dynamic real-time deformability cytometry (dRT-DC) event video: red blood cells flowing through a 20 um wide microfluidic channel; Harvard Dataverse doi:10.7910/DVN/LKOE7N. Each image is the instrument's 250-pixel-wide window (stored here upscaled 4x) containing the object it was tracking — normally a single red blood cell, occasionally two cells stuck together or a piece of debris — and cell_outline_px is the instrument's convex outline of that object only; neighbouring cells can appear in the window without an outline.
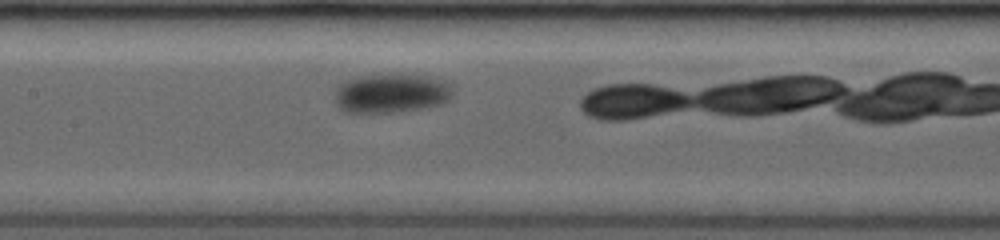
{"species": "common noctule bat (a hibernating species)", "species_latin": "Nyctalus noctula", "temperature_condition": "room temperature", "stored_images_in_passage": 15, "camera_frame_rate_fps": 3500, "um_per_image_px": 0.085, "animal": {"sex": "female", "body_mass_g": 19.0, "forearm_length_mm": 53.3}, "frame": {"image": 1, "passage_image": 9, "time_ms": 3.714, "image_size_px": [1000, 240], "cell_outline_px": [[452, 96], [448, 100], [440, 104], [420, 108], [392, 112], [344, 112], [336, 104], [336, 84], [360, 76], [388, 72], [400, 72], [428, 76], [444, 80], [452, 88]], "centroid_in_image_um": [33.25, 7.88], "position_along_channel_um": 174.2, "area_um2": 27.46}}
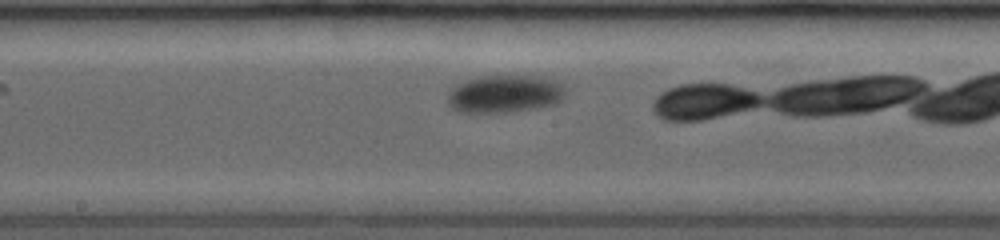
{"frame": {"image": 2, "passage_image": 11, "time_ms": 4.571, "image_size_px": [1000, 240], "cell_outline_px": [[568, 88], [564, 100], [556, 104], [536, 108], [508, 112], [460, 112], [452, 108], [448, 104], [448, 96], [452, 88], [456, 84], [464, 80], [476, 76], [536, 76], [552, 80], [564, 84]], "centroid_in_image_um": [42.95, 7.98], "position_along_channel_um": 205.3, "area_um2": 26.24}}